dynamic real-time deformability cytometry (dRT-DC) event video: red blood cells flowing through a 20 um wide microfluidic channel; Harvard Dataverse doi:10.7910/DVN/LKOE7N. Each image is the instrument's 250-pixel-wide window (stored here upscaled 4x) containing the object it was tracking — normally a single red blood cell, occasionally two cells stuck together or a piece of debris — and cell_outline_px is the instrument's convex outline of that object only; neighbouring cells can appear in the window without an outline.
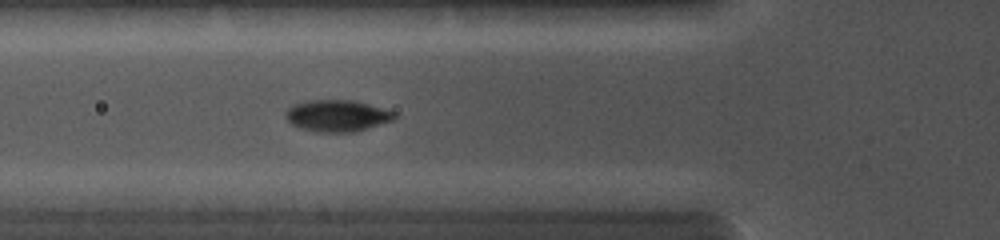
{"species": "common noctule bat (a hibernating species)", "species_latin": "Nyctalus noctula", "temperature_condition": "cold", "stored_images_in_passage": 22, "camera_frame_rate_fps": 5000, "um_per_image_px": 0.085, "animal": {"sex": "female", "body_mass_g": 19.0, "forearm_length_mm": 56.7}, "frame": {"image": 1, "passage_image": 13, "time_ms": 4.6, "image_size_px": [1000, 240], "cell_outline_px": [[400, 116], [392, 120], [356, 132], [316, 132], [300, 128], [292, 124], [284, 116], [284, 112], [288, 108], [296, 104], [312, 100], [356, 100], [396, 112]], "centroid_in_image_um": [28.69, 9.84], "position_along_channel_um": 97.1, "area_um2": 20.17}}
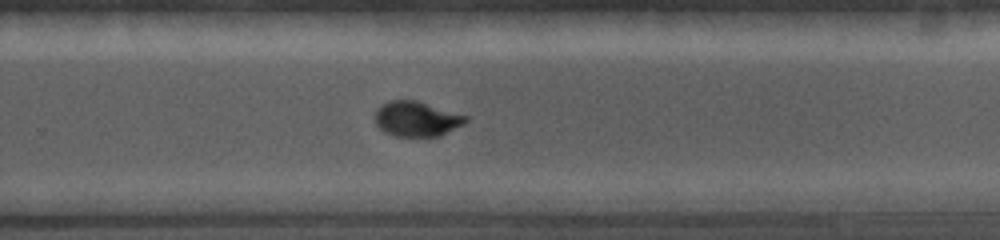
{"frame": {"image": 2, "passage_image": 22, "time_ms": 9.0, "image_size_px": [1000, 240], "cell_outline_px": [[468, 120], [464, 124], [440, 136], [392, 136], [384, 132], [376, 124], [376, 108], [388, 100], [416, 100], [468, 116]], "centroid_in_image_um": [35.41, 10.1], "position_along_channel_um": 294.4, "area_um2": 18.55}}